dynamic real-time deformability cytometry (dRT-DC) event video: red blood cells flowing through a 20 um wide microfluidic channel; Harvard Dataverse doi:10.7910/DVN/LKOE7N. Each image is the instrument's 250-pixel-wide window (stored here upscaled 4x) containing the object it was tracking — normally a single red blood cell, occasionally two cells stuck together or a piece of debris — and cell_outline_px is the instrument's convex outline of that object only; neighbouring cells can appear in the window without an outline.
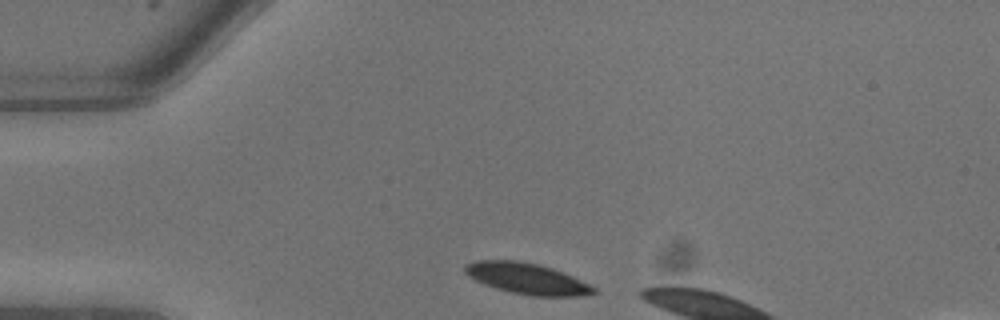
{"species": "common noctule bat (a hibernating species)", "species_latin": "Nyctalus noctula", "temperature_condition": "warm", "stored_images_in_passage": 3, "camera_frame_rate_fps": 3000, "um_per_image_px": 0.085, "animal": {"sex": "male", "body_mass_g": 13.3}, "frame": {"image": 1, "passage_image": 1, "time_ms": 0.0, "image_size_px": [1000, 320], "cell_outline_px": [[596, 292], [576, 296], [532, 296], [512, 292], [496, 288], [484, 284], [468, 276], [464, 272], [464, 264], [476, 260], [516, 260], [540, 264], [552, 268], [572, 276], [596, 288]], "centroid_in_image_um": [44.74, 23.66], "position_along_channel_um": 40.3, "area_um2": 23.12}}